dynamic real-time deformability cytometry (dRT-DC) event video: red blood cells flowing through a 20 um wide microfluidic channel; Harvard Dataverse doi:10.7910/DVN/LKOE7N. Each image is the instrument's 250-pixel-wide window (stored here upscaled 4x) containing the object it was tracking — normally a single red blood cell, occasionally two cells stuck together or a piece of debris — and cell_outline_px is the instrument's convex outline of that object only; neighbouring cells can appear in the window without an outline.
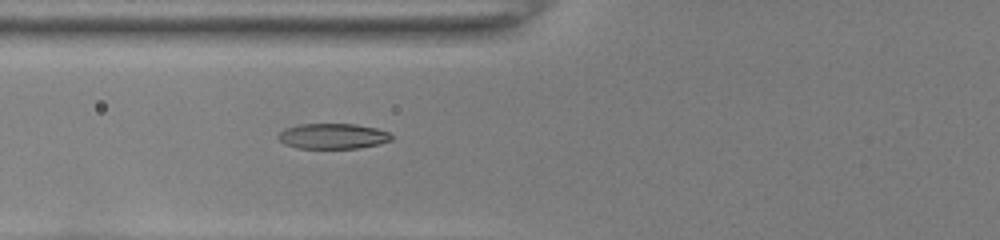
{"species": "common noctule bat (a hibernating species)", "species_latin": "Nyctalus noctula", "temperature_condition": "room temperature", "stored_images_in_passage": 35, "camera_frame_rate_fps": 3000, "um_per_image_px": 0.085, "animal": {"sex": "female", "body_mass_g": 22.0, "forearm_length_mm": 56.7}, "frame": {"image": 1, "passage_image": 5, "time_ms": 1.333, "image_size_px": [1000, 240], "cell_outline_px": [[392, 140], [380, 144], [360, 148], [296, 148], [284, 144], [276, 136], [284, 128], [300, 124], [356, 124], [376, 128], [388, 132], [392, 136]], "centroid_in_image_um": [28.28, 11.57], "position_along_channel_um": 97.5, "area_um2": 16.88}}
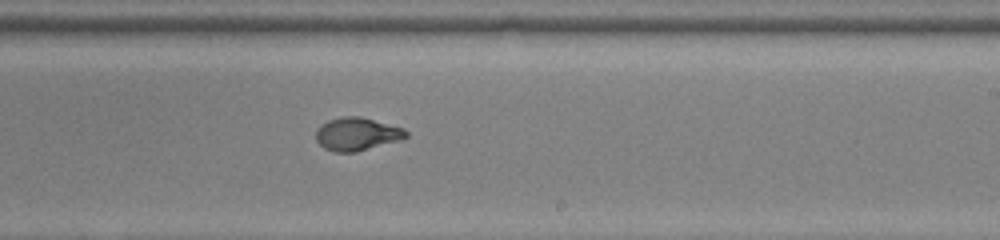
{"frame": {"image": 2, "passage_image": 17, "time_ms": 5.333, "image_size_px": [1000, 240], "cell_outline_px": [[408, 136], [404, 140], [356, 152], [336, 152], [324, 148], [316, 140], [316, 128], [320, 124], [328, 120], [344, 116], [360, 116], [404, 128], [408, 132]], "centroid_in_image_um": [30.37, 11.4], "position_along_channel_um": 258.6, "area_um2": 17.63}}
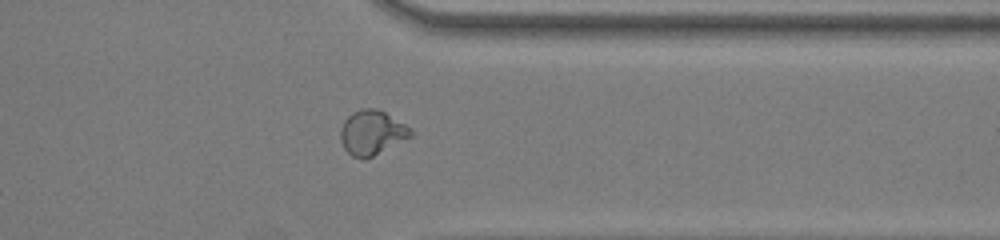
{"frame": {"image": 3, "passage_image": 26, "time_ms": 8.333, "image_size_px": [1000, 240], "cell_outline_px": [[412, 136], [364, 160], [360, 160], [352, 156], [344, 148], [340, 140], [340, 128], [344, 120], [352, 112], [360, 108], [376, 108], [384, 112], [412, 128]], "centroid_in_image_um": [31.58, 11.27], "position_along_channel_um": 379.8, "area_um2": 18.26}, "authors_computed_cell_mechanics": {"area_um2": 17.3978, "velocity_mm_per_s": 4.0295, "shape_relaxation_time_tau1_ms": 3.6724, "shape_relaxation_time_tau2_ms": 0.815, "deformation_change_tau1": 0.2007, "deformation_change_tau2": 0.0589}}